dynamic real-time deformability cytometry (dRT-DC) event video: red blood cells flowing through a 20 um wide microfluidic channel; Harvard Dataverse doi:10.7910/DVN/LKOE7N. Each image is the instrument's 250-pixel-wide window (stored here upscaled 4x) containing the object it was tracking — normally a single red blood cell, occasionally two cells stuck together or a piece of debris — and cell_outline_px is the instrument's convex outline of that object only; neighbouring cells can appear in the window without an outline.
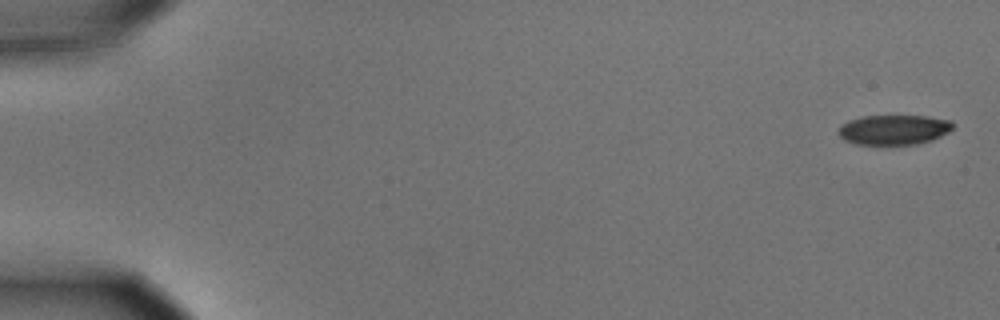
{"species": "common noctule bat (a hibernating species)", "species_latin": "Nyctalus noctula", "temperature_condition": "cold", "stored_images_in_passage": 5, "camera_frame_rate_fps": 3000, "um_per_image_px": 0.085, "animal": {"sex": "male", "body_mass_g": 15.6}, "frame": {"image": 1, "passage_image": 1, "time_ms": 0.0, "image_size_px": [1000, 320], "cell_outline_px": [[952, 128], [948, 132], [932, 140], [920, 144], [856, 144], [844, 140], [836, 132], [840, 124], [848, 120], [864, 116], [928, 116], [952, 120]], "centroid_in_image_um": [75.95, 11.02], "position_along_channel_um": 9.1, "area_um2": 20.06}}
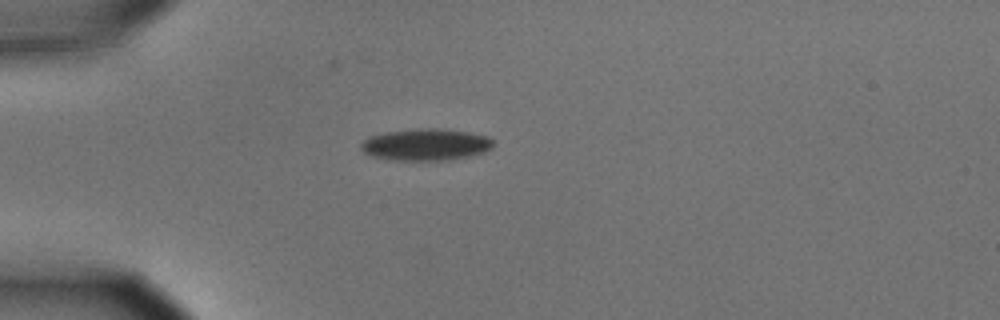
{"frame": {"image": 2, "passage_image": 5, "time_ms": 1.333, "image_size_px": [1000, 320], "cell_outline_px": [[492, 148], [484, 152], [452, 160], [388, 160], [372, 156], [364, 152], [360, 148], [360, 144], [368, 136], [388, 132], [428, 128], [432, 128], [468, 132], [488, 136], [492, 140]], "centroid_in_image_um": [36.18, 12.31], "position_along_channel_um": 48.8, "area_um2": 24.33}}